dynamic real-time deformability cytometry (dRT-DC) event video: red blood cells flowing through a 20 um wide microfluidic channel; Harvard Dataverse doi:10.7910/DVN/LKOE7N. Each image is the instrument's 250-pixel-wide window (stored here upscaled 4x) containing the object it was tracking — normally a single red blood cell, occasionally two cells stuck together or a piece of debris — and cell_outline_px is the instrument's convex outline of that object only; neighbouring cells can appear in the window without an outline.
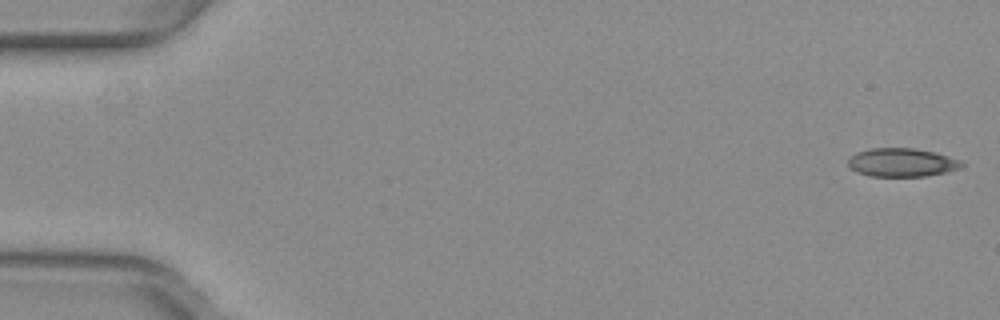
{"species": "common noctule bat (a hibernating species)", "species_latin": "Nyctalus noctula", "temperature_condition": "warm", "stored_images_in_passage": 10, "camera_frame_rate_fps": 3000, "um_per_image_px": 0.085, "animal": {"sex": "female", "body_mass_g": 29.2, "forearm_length_mm": 56.3}, "frame": {"image": 1, "passage_image": 1, "time_ms": 0.0, "image_size_px": [1000, 320], "cell_outline_px": [[964, 164], [960, 168], [944, 172], [924, 176], [868, 176], [856, 172], [848, 164], [848, 160], [856, 152], [872, 148], [912, 148], [936, 152], [960, 160]], "centroid_in_image_um": [76.65, 13.8], "position_along_channel_um": 8.4, "area_um2": 18.73}}